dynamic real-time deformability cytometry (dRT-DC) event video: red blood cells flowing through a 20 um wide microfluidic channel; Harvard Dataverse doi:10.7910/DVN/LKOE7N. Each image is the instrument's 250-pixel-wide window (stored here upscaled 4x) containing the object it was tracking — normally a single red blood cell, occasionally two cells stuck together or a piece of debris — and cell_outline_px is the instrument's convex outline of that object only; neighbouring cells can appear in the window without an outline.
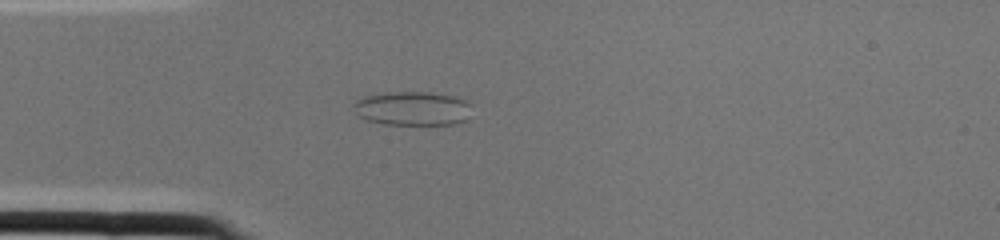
{"species": "common noctule bat (a hibernating species)", "species_latin": "Nyctalus noctula", "temperature_condition": "cold", "stored_images_in_passage": 1, "camera_frame_rate_fps": 3000, "um_per_image_px": 0.085, "animal": {"sex": "female", "body_mass_g": 22.0, "forearm_length_mm": 56.7}, "frame": {"image": 1, "passage_image": 1, "time_ms": 0.0, "image_size_px": [1000, 240], "cell_outline_px": [[472, 104], [468, 120], [456, 124], [384, 124], [368, 120], [360, 116], [356, 112], [352, 104], [356, 100], [364, 96], [388, 92], [428, 92], [452, 96], [464, 100]], "centroid_in_image_um": [35.09, 9.22], "position_along_channel_um": 49.9, "area_um2": 23.47}}